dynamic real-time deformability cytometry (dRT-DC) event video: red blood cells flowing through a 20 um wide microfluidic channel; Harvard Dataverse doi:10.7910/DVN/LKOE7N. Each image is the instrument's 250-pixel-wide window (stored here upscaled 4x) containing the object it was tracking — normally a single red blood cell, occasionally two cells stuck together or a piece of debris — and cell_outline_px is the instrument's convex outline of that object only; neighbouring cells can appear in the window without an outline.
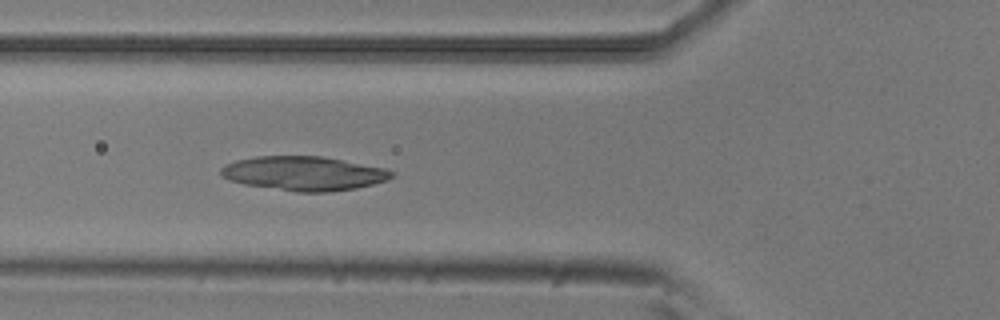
{"species": "common noctule bat (a hibernating species)", "species_latin": "Nyctalus noctula", "temperature_condition": "room temperature", "stored_images_in_passage": 44, "camera_frame_rate_fps": 3000, "um_per_image_px": 0.085, "animal": {"sex": "male", "body_mass_g": 20.5, "forearm_length_mm": 52.5}, "frame": {"image": 1, "passage_image": 14, "time_ms": 4.333, "image_size_px": [1000, 320], "cell_outline_px": [[392, 176], [388, 180], [356, 188], [332, 192], [296, 192], [244, 184], [220, 176], [220, 168], [236, 160], [256, 156], [324, 156], [384, 168], [392, 172]], "centroid_in_image_um": [25.82, 14.74], "position_along_channel_um": 100.0, "area_um2": 33.93}}
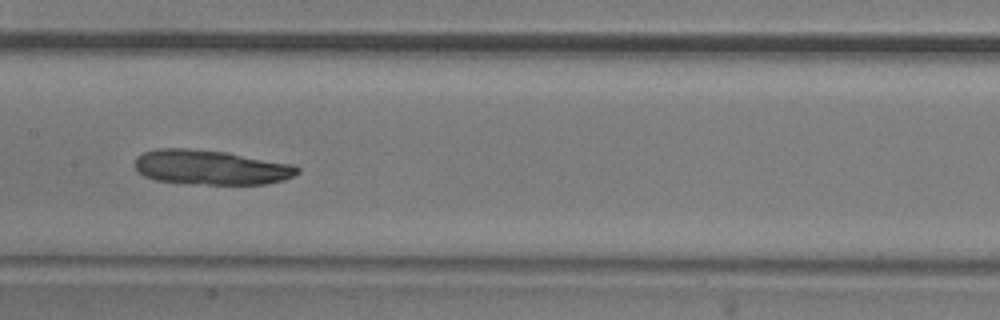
{"frame": {"image": 2, "passage_image": 21, "time_ms": 6.667, "image_size_px": [1000, 320], "cell_outline_px": [[300, 172], [284, 180], [264, 184], [208, 184], [156, 180], [144, 176], [136, 172], [136, 160], [144, 152], [156, 148], [188, 148], [228, 152], [292, 164], [300, 168]], "centroid_in_image_um": [17.94, 14.21], "position_along_channel_um": 189.5, "area_um2": 32.71}}
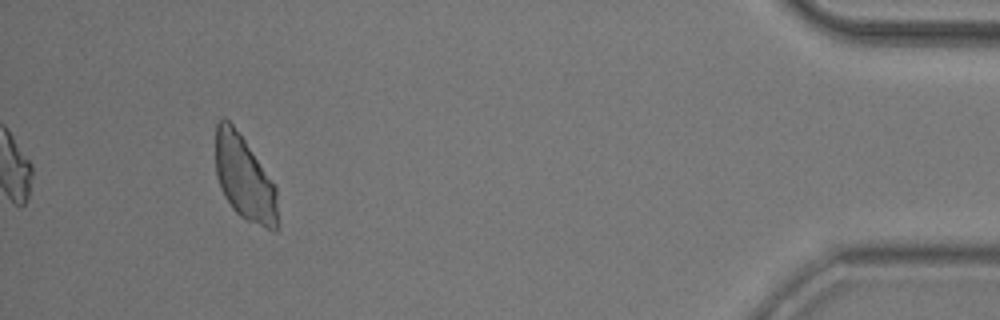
{"frame": {"image": 3, "passage_image": 44, "time_ms": 14.333, "image_size_px": [1000, 320], "cell_outline_px": [[276, 232], [272, 232], [240, 216], [232, 208], [224, 196], [220, 188], [216, 176], [216, 124], [224, 116], [232, 124], [244, 140], [276, 184]], "centroid_in_image_um": [20.76, 15.15], "position_along_channel_um": 414.4, "area_um2": 30.46}}